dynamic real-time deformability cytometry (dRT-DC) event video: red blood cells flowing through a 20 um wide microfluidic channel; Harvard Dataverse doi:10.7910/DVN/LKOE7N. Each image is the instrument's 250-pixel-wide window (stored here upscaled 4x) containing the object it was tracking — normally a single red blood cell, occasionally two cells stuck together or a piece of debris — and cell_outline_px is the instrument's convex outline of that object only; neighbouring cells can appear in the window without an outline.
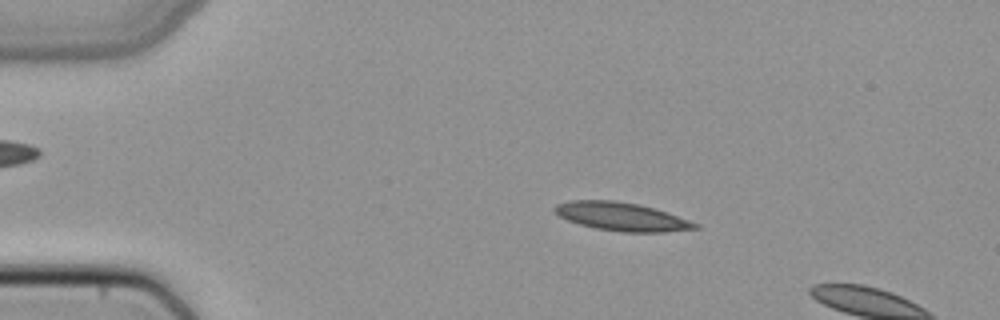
{"species": "common noctule bat (a hibernating species)", "species_latin": "Nyctalus noctula", "temperature_condition": "cold", "stored_images_in_passage": 13, "camera_frame_rate_fps": 3000, "um_per_image_px": 0.085, "animal": {"sex": "female", "body_mass_g": 22.7, "forearm_length_mm": 54.2}, "frame": {"image": 1, "passage_image": 10, "time_ms": 3.0, "image_size_px": [1000, 320], "cell_outline_px": [[700, 228], [664, 232], [624, 232], [596, 228], [580, 224], [568, 220], [560, 216], [552, 208], [556, 204], [572, 200], [616, 200], [640, 204], [700, 224]], "centroid_in_image_um": [52.82, 18.4], "position_along_channel_um": 32.2, "area_um2": 22.95}}